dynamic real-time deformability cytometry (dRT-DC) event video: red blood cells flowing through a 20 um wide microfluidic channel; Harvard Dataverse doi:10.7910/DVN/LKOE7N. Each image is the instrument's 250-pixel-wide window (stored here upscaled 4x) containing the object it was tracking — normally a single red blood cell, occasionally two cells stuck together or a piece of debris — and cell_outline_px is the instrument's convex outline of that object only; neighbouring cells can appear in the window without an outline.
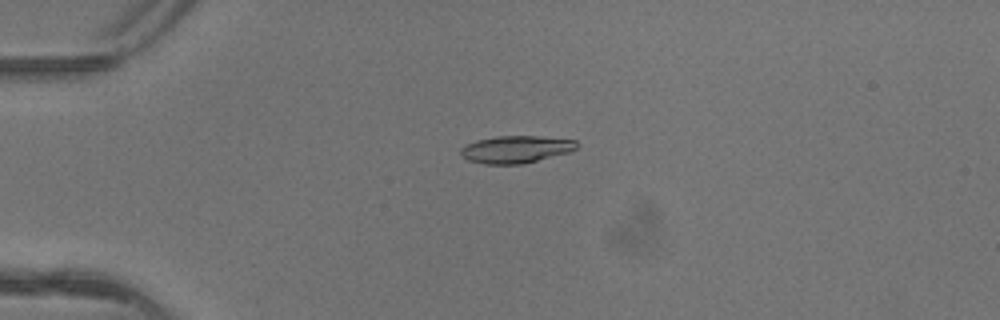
{"species": "common noctule bat (a hibernating species)", "species_latin": "Nyctalus noctula", "temperature_condition": "warm", "stored_images_in_passage": 7, "camera_frame_rate_fps": 3000, "um_per_image_px": 0.085, "animal": {"sex": "female"}, "frame": {"image": 1, "passage_image": 4, "time_ms": 1.0, "image_size_px": [1000, 320], "cell_outline_px": [[580, 144], [572, 152], [520, 164], [484, 164], [468, 160], [460, 152], [460, 148], [464, 144], [476, 140], [496, 136], [536, 136], [576, 140]], "centroid_in_image_um": [43.86, 12.68], "position_along_channel_um": 41.1, "area_um2": 18.55}}
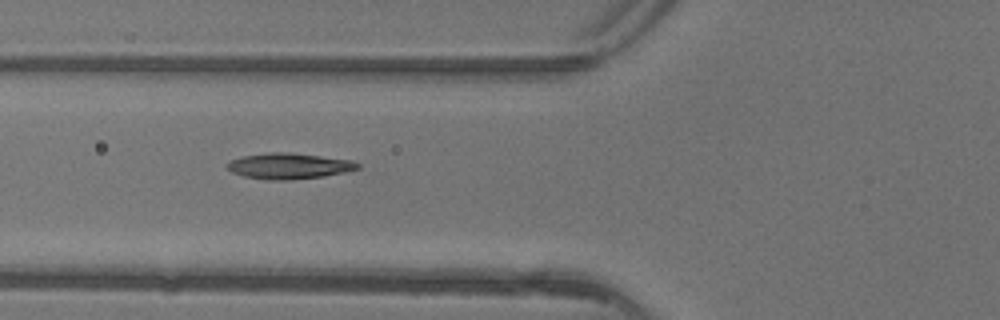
{"frame": {"image": 2, "passage_image": 6, "time_ms": 1.667, "image_size_px": [1000, 320], "cell_outline_px": [[360, 168], [344, 172], [324, 176], [292, 180], [268, 180], [244, 176], [232, 172], [224, 164], [232, 160], [244, 156], [268, 152], [288, 152], [352, 160], [360, 164]], "centroid_in_image_um": [24.56, 14.11], "position_along_channel_um": 101.2, "area_um2": 19.59}}
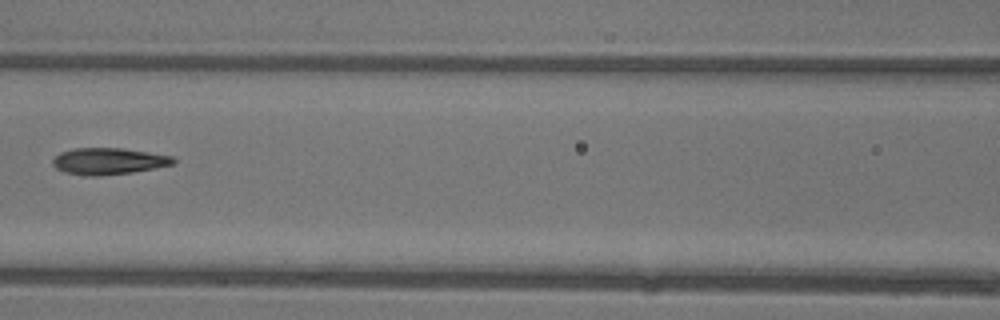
{"frame": {"image": 3, "passage_image": 7, "time_ms": 2.0, "image_size_px": [1000, 320], "cell_outline_px": [[176, 160], [172, 164], [132, 172], [100, 176], [84, 176], [64, 172], [56, 168], [52, 164], [52, 160], [60, 152], [72, 148], [124, 148], [172, 156]], "centroid_in_image_um": [9.17, 13.7], "position_along_channel_um": 157.4, "area_um2": 18.67}}